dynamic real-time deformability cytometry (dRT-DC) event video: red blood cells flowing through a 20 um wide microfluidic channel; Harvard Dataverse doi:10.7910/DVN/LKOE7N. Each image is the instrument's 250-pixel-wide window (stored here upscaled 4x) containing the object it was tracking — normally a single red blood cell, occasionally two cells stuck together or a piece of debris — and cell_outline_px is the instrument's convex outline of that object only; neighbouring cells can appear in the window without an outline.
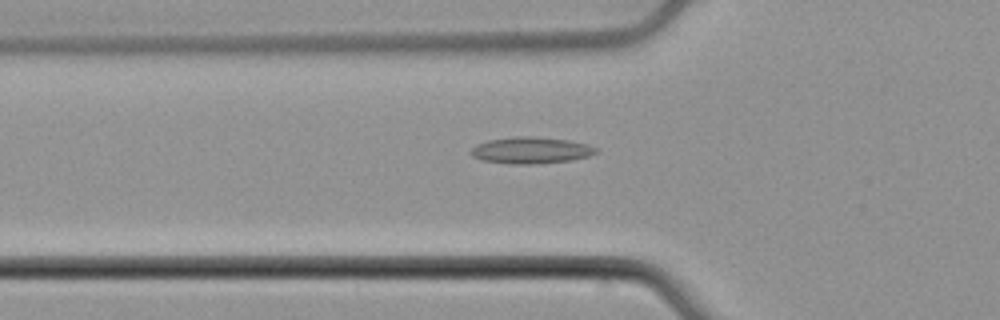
{"species": "common noctule bat (a hibernating species)", "species_latin": "Nyctalus noctula", "temperature_condition": "cold", "stored_images_in_passage": 45, "camera_frame_rate_fps": 3000, "um_per_image_px": 0.085, "animal": {"sex": "male", "body_mass_g": 21.5, "forearm_length_mm": 52.0}, "frame": {"image": 1, "passage_image": 10, "time_ms": 3.0, "image_size_px": [1000, 320], "cell_outline_px": [[600, 152], [588, 156], [572, 160], [528, 164], [512, 164], [480, 160], [472, 156], [472, 148], [476, 144], [488, 140], [512, 136], [532, 136], [568, 140], [588, 144], [600, 148]], "centroid_in_image_um": [45.16, 12.76], "position_along_channel_um": 80.6, "area_um2": 19.48}}
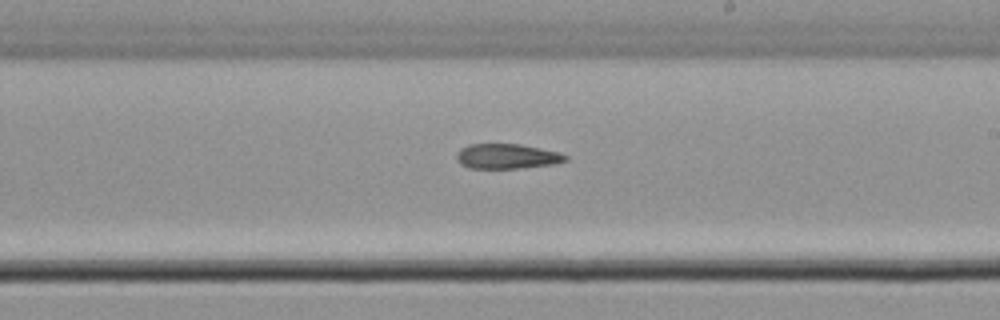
{"frame": {"image": 2, "passage_image": 23, "time_ms": 7.333, "image_size_px": [1000, 320], "cell_outline_px": [[568, 160], [552, 164], [516, 168], [468, 168], [460, 164], [456, 160], [456, 156], [460, 148], [468, 144], [520, 144], [560, 152], [568, 156]], "centroid_in_image_um": [43.06, 13.28], "position_along_channel_um": 245.9, "area_um2": 15.84}}
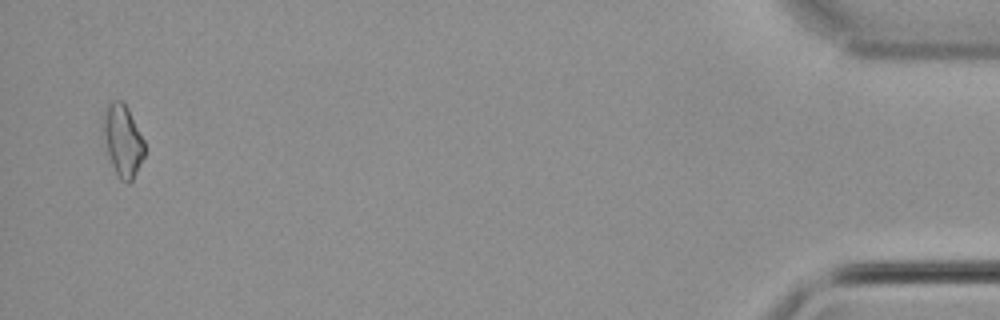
{"frame": {"image": 3, "passage_image": 44, "time_ms": 14.333, "image_size_px": [1000, 320], "cell_outline_px": [[144, 156], [132, 180], [128, 184], [120, 180], [112, 164], [104, 140], [104, 108], [112, 100], [120, 100], [128, 108], [144, 140]], "centroid_in_image_um": [10.44, 11.94], "position_along_channel_um": 424.8, "area_um2": 16.94}}